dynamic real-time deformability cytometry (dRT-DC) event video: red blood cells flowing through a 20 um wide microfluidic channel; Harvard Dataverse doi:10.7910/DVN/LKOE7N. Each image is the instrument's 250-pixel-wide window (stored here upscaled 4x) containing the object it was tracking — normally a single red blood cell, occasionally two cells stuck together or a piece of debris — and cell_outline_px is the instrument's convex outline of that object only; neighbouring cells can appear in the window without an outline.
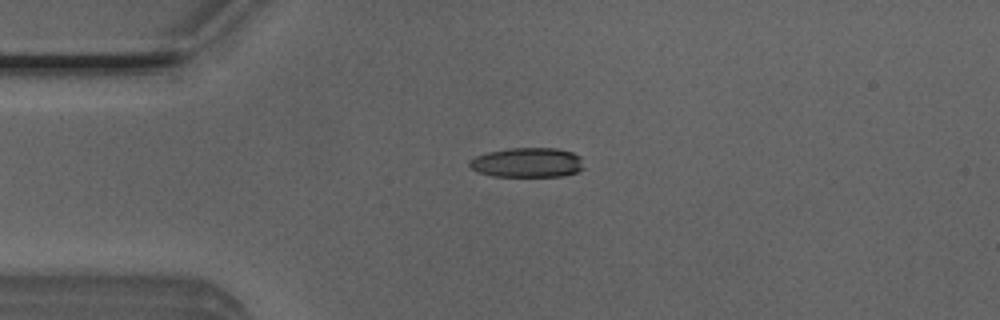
{"species": "Egyptian fruit bat (a non-hibernating species)", "species_latin": "Rousettus aegyptiacus", "temperature_condition": "room temperature", "stored_images_in_passage": 34, "camera_frame_rate_fps": 3000, "um_per_image_px": 0.085, "animal": {"sex": "male"}, "frame": {"image": 1, "passage_image": 1, "time_ms": 0.0, "image_size_px": [1000, 320], "cell_outline_px": [[584, 168], [576, 172], [560, 176], [492, 176], [476, 172], [468, 164], [476, 156], [488, 152], [508, 148], [556, 148], [572, 152], [580, 156]], "centroid_in_image_um": [44.83, 13.81], "position_along_channel_um": 40.2, "area_um2": 19.71}}
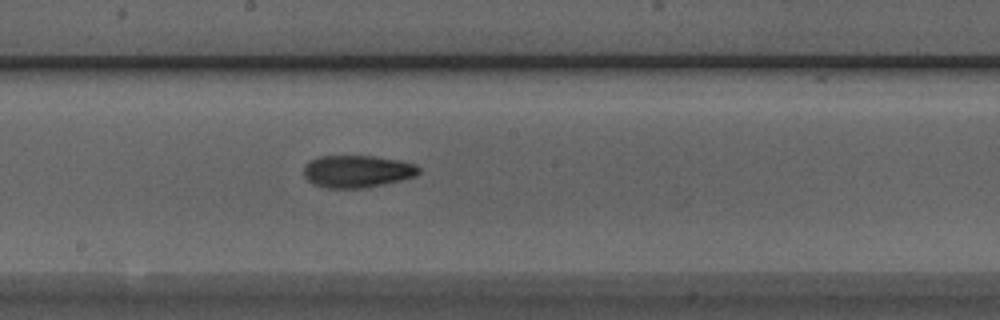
{"frame": {"image": 2, "passage_image": 16, "time_ms": 5.0, "image_size_px": [1000, 320], "cell_outline_px": [[420, 172], [416, 176], [384, 184], [364, 188], [328, 188], [312, 184], [304, 176], [304, 164], [320, 156], [372, 156], [400, 160], [416, 164], [420, 168]], "centroid_in_image_um": [30.37, 14.57], "position_along_channel_um": 217.8, "area_um2": 21.73}}
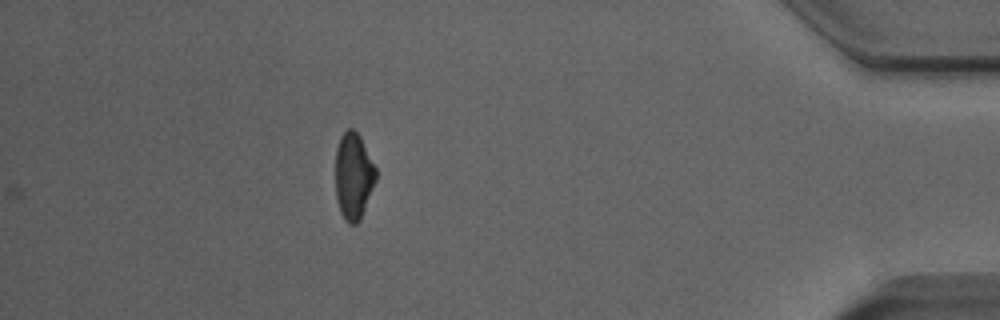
{"frame": {"image": 3, "passage_image": 34, "time_ms": 11.0, "image_size_px": [1000, 320], "cell_outline_px": [[376, 180], [360, 220], [356, 224], [348, 224], [344, 220], [340, 212], [336, 200], [336, 148], [340, 136], [348, 128], [352, 128], [360, 136], [376, 168]], "centroid_in_image_um": [30.03, 14.98], "position_along_channel_um": 405.2, "area_um2": 20.46}, "authors_computed_cell_mechanics": {"area_um2": 21.097, "velocity_mm_per_s": 4.0271, "shape_relaxation_time_tau1_ms": 5.2124, "shape_relaxation_time_tau2_ms": 4.1809, "deformation_change_tau1": 0.1468, "deformation_change_tau2": 0.1261}}